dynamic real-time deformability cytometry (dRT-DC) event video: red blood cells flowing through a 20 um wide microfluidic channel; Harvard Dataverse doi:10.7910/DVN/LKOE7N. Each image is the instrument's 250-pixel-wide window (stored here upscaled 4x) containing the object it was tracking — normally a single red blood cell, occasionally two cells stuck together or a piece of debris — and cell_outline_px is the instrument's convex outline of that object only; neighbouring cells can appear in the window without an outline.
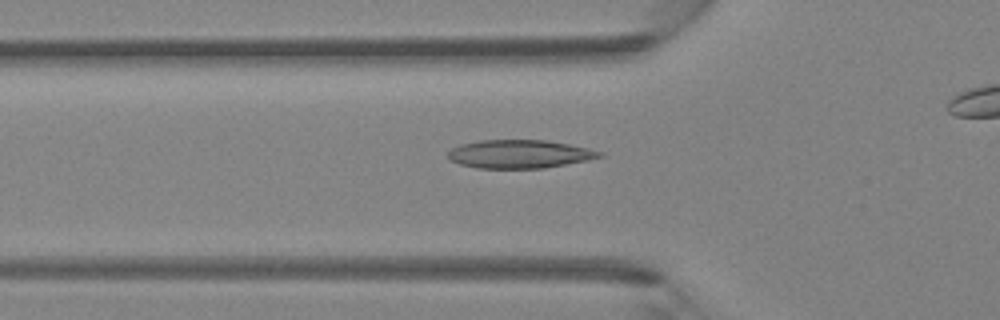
{"species": "Egyptian fruit bat (a non-hibernating species)", "species_latin": "Rousettus aegyptiacus", "temperature_condition": "room temperature", "stored_images_in_passage": 38, "camera_frame_rate_fps": 3000, "um_per_image_px": 0.085, "animal": {"sex": "female"}, "frame": {"image": 1, "passage_image": 16, "time_ms": 5.0, "image_size_px": [1000, 320], "cell_outline_px": [[604, 156], [588, 160], [544, 168], [476, 168], [460, 164], [448, 160], [448, 152], [452, 148], [460, 144], [480, 140], [548, 140], [588, 148], [604, 152]], "centroid_in_image_um": [44.16, 13.09], "position_along_channel_um": 81.6, "area_um2": 25.14}}
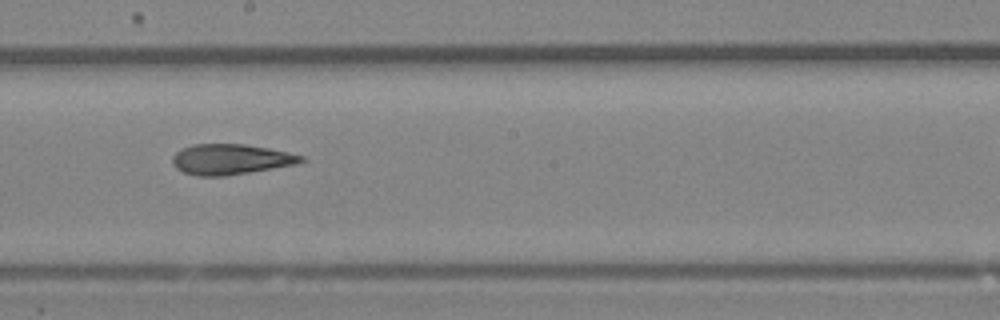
{"frame": {"image": 2, "passage_image": 26, "time_ms": 8.333, "image_size_px": [1000, 320], "cell_outline_px": [[308, 160], [296, 164], [224, 176], [200, 176], [184, 172], [176, 168], [172, 164], [172, 156], [176, 152], [192, 144], [244, 144], [268, 148], [288, 152], [304, 156]], "centroid_in_image_um": [19.61, 13.53], "position_along_channel_um": 228.6, "area_um2": 22.72}}
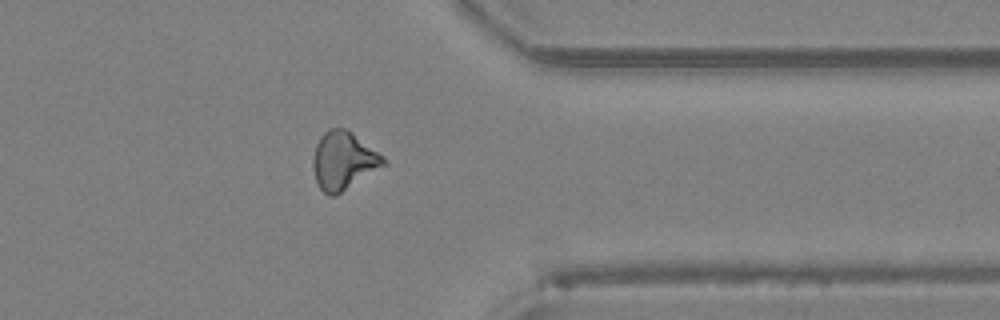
{"frame": {"image": 3, "passage_image": 37, "time_ms": 12.0, "image_size_px": [1000, 320], "cell_outline_px": [[388, 164], [340, 192], [332, 196], [328, 196], [320, 188], [316, 180], [312, 168], [312, 156], [316, 144], [320, 136], [328, 128], [348, 128], [384, 156]], "centroid_in_image_um": [29.19, 13.62], "position_along_channel_um": 382.2, "area_um2": 23.99}}